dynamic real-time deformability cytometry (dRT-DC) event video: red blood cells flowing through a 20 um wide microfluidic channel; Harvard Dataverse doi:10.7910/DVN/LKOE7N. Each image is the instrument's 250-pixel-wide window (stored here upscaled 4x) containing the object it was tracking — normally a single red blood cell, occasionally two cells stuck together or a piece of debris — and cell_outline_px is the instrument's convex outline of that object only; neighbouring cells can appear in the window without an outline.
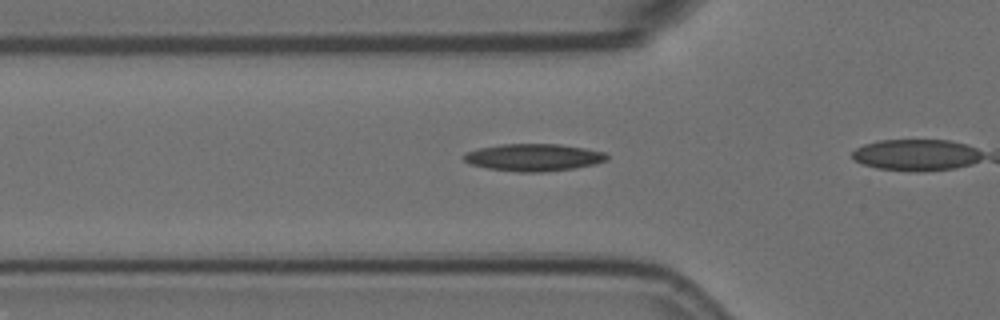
{"species": "Egyptian fruit bat (a non-hibernating species)", "species_latin": "Rousettus aegyptiacus", "temperature_condition": "room temperature", "stored_images_in_passage": 9, "camera_frame_rate_fps": 3000, "um_per_image_px": 0.085, "animal": {"sex": "female"}, "frame": {"image": 1, "passage_image": 4, "time_ms": 1.0, "image_size_px": [1000, 320], "cell_outline_px": [[608, 160], [596, 164], [572, 168], [536, 172], [520, 172], [488, 168], [468, 164], [460, 156], [468, 152], [480, 148], [500, 144], [560, 144], [584, 148], [604, 152], [608, 156]], "centroid_in_image_um": [45.34, 13.37], "position_along_channel_um": 80.5, "area_um2": 22.6}}
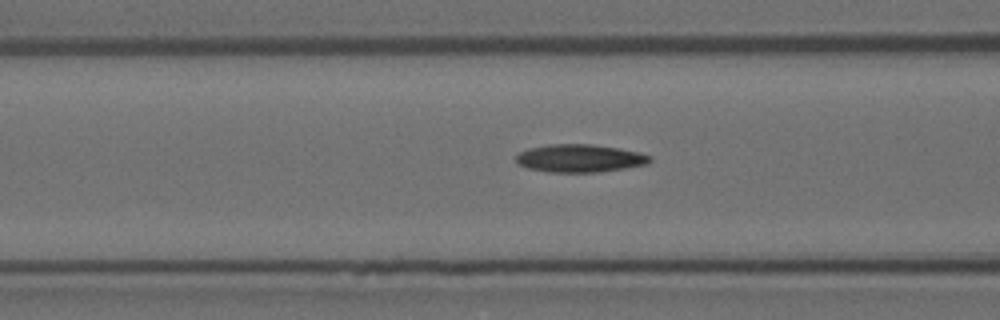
{"frame": {"image": 2, "passage_image": 7, "time_ms": 2.0, "image_size_px": [1000, 320], "cell_outline_px": [[652, 160], [648, 164], [600, 172], [548, 172], [528, 168], [516, 164], [516, 156], [520, 152], [528, 148], [548, 144], [592, 144], [620, 148], [640, 152], [652, 156]], "centroid_in_image_um": [49.29, 13.45], "position_along_channel_um": 117.3, "area_um2": 21.96}}